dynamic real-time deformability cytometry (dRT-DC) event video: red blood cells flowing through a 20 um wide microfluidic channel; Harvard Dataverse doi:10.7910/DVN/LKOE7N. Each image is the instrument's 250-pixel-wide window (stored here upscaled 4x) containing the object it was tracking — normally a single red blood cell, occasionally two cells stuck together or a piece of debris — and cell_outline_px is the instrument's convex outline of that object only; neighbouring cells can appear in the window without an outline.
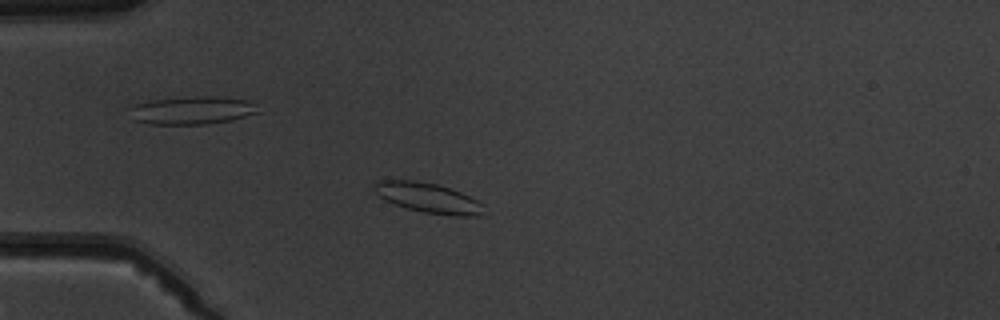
{"species": "common noctule bat (a hibernating species)", "species_latin": "Nyctalus noctula", "temperature_condition": "warm", "stored_images_in_passage": 5, "camera_frame_rate_fps": 3000, "um_per_image_px": 0.085, "animal": {"sex": "male", "body_mass_g": 19.5, "forearm_length_mm": 54.6}, "frame": {"image": 1, "passage_image": 5, "time_ms": 4.333, "image_size_px": [1000, 320], "cell_outline_px": [[484, 204], [480, 216], [456, 216], [424, 212], [408, 208], [384, 200], [372, 188], [372, 184], [376, 180], [416, 180], [436, 184], [460, 192]], "centroid_in_image_um": [36.35, 16.8], "position_along_channel_um": 48.7, "area_um2": 18.96}}